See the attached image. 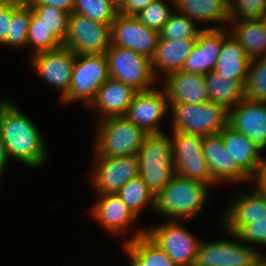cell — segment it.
Instances as JSON below:
<instances>
[{
    "instance_id": "6da1fadb",
    "label": "cell",
    "mask_w": 266,
    "mask_h": 266,
    "mask_svg": "<svg viewBox=\"0 0 266 266\" xmlns=\"http://www.w3.org/2000/svg\"><path fill=\"white\" fill-rule=\"evenodd\" d=\"M0 138L9 160L33 169L46 164L48 152L39 128L8 98L0 100Z\"/></svg>"
},
{
    "instance_id": "7a4b0ae2",
    "label": "cell",
    "mask_w": 266,
    "mask_h": 266,
    "mask_svg": "<svg viewBox=\"0 0 266 266\" xmlns=\"http://www.w3.org/2000/svg\"><path fill=\"white\" fill-rule=\"evenodd\" d=\"M210 185L174 174L156 196L155 211L170 220L186 222L201 215L210 199ZM210 189V190H209ZM198 215V216H197Z\"/></svg>"
},
{
    "instance_id": "3957f363",
    "label": "cell",
    "mask_w": 266,
    "mask_h": 266,
    "mask_svg": "<svg viewBox=\"0 0 266 266\" xmlns=\"http://www.w3.org/2000/svg\"><path fill=\"white\" fill-rule=\"evenodd\" d=\"M139 177L156 197L176 173L170 136L147 134L137 152Z\"/></svg>"
},
{
    "instance_id": "277c9868",
    "label": "cell",
    "mask_w": 266,
    "mask_h": 266,
    "mask_svg": "<svg viewBox=\"0 0 266 266\" xmlns=\"http://www.w3.org/2000/svg\"><path fill=\"white\" fill-rule=\"evenodd\" d=\"M94 157L137 155L147 133L125 116L95 122Z\"/></svg>"
},
{
    "instance_id": "5b68a950",
    "label": "cell",
    "mask_w": 266,
    "mask_h": 266,
    "mask_svg": "<svg viewBox=\"0 0 266 266\" xmlns=\"http://www.w3.org/2000/svg\"><path fill=\"white\" fill-rule=\"evenodd\" d=\"M172 132L197 134L202 137L219 134L228 124V110L211 101L202 104H170Z\"/></svg>"
},
{
    "instance_id": "8992f818",
    "label": "cell",
    "mask_w": 266,
    "mask_h": 266,
    "mask_svg": "<svg viewBox=\"0 0 266 266\" xmlns=\"http://www.w3.org/2000/svg\"><path fill=\"white\" fill-rule=\"evenodd\" d=\"M110 78L106 54L76 55L68 94L64 103L82 101L88 107L98 90ZM86 104V105H85Z\"/></svg>"
},
{
    "instance_id": "52a82bcc",
    "label": "cell",
    "mask_w": 266,
    "mask_h": 266,
    "mask_svg": "<svg viewBox=\"0 0 266 266\" xmlns=\"http://www.w3.org/2000/svg\"><path fill=\"white\" fill-rule=\"evenodd\" d=\"M222 229L233 240H201L193 266H256L266 257L255 247L243 243L236 234Z\"/></svg>"
},
{
    "instance_id": "ba28073f",
    "label": "cell",
    "mask_w": 266,
    "mask_h": 266,
    "mask_svg": "<svg viewBox=\"0 0 266 266\" xmlns=\"http://www.w3.org/2000/svg\"><path fill=\"white\" fill-rule=\"evenodd\" d=\"M109 76L131 86L137 92H144L157 81L151 59L135 51L110 45L106 51Z\"/></svg>"
},
{
    "instance_id": "9c48e42d",
    "label": "cell",
    "mask_w": 266,
    "mask_h": 266,
    "mask_svg": "<svg viewBox=\"0 0 266 266\" xmlns=\"http://www.w3.org/2000/svg\"><path fill=\"white\" fill-rule=\"evenodd\" d=\"M182 222L184 220H167L145 230L175 264L193 266L201 240L183 227Z\"/></svg>"
},
{
    "instance_id": "30bf717a",
    "label": "cell",
    "mask_w": 266,
    "mask_h": 266,
    "mask_svg": "<svg viewBox=\"0 0 266 266\" xmlns=\"http://www.w3.org/2000/svg\"><path fill=\"white\" fill-rule=\"evenodd\" d=\"M111 24L96 22L77 13H71L63 46L76 55L103 54L111 45Z\"/></svg>"
},
{
    "instance_id": "8fae6325",
    "label": "cell",
    "mask_w": 266,
    "mask_h": 266,
    "mask_svg": "<svg viewBox=\"0 0 266 266\" xmlns=\"http://www.w3.org/2000/svg\"><path fill=\"white\" fill-rule=\"evenodd\" d=\"M171 136L176 174L210 186L215 184L202 152L203 137L181 131L172 132Z\"/></svg>"
},
{
    "instance_id": "7c38bea8",
    "label": "cell",
    "mask_w": 266,
    "mask_h": 266,
    "mask_svg": "<svg viewBox=\"0 0 266 266\" xmlns=\"http://www.w3.org/2000/svg\"><path fill=\"white\" fill-rule=\"evenodd\" d=\"M89 181L97 195L117 194L131 179L139 176L137 155L94 157Z\"/></svg>"
},
{
    "instance_id": "4fadbf2b",
    "label": "cell",
    "mask_w": 266,
    "mask_h": 266,
    "mask_svg": "<svg viewBox=\"0 0 266 266\" xmlns=\"http://www.w3.org/2000/svg\"><path fill=\"white\" fill-rule=\"evenodd\" d=\"M31 57V65L34 72L49 86H53L60 92L61 100L68 94L72 70L75 64L76 54L68 47L39 52Z\"/></svg>"
},
{
    "instance_id": "5bb4252c",
    "label": "cell",
    "mask_w": 266,
    "mask_h": 266,
    "mask_svg": "<svg viewBox=\"0 0 266 266\" xmlns=\"http://www.w3.org/2000/svg\"><path fill=\"white\" fill-rule=\"evenodd\" d=\"M111 45L129 48L152 59L159 33L142 24L134 15L118 13L110 25Z\"/></svg>"
},
{
    "instance_id": "9a60e30c",
    "label": "cell",
    "mask_w": 266,
    "mask_h": 266,
    "mask_svg": "<svg viewBox=\"0 0 266 266\" xmlns=\"http://www.w3.org/2000/svg\"><path fill=\"white\" fill-rule=\"evenodd\" d=\"M137 92L129 105L127 117L147 134L163 133L158 124L170 111L169 101L163 88ZM168 111V112H167Z\"/></svg>"
},
{
    "instance_id": "2e32d148",
    "label": "cell",
    "mask_w": 266,
    "mask_h": 266,
    "mask_svg": "<svg viewBox=\"0 0 266 266\" xmlns=\"http://www.w3.org/2000/svg\"><path fill=\"white\" fill-rule=\"evenodd\" d=\"M202 152L215 184L251 182V178L233 161L220 134L203 137Z\"/></svg>"
},
{
    "instance_id": "e0dca14e",
    "label": "cell",
    "mask_w": 266,
    "mask_h": 266,
    "mask_svg": "<svg viewBox=\"0 0 266 266\" xmlns=\"http://www.w3.org/2000/svg\"><path fill=\"white\" fill-rule=\"evenodd\" d=\"M228 124L266 149V102L245 97L228 111Z\"/></svg>"
},
{
    "instance_id": "ac0fdd59",
    "label": "cell",
    "mask_w": 266,
    "mask_h": 266,
    "mask_svg": "<svg viewBox=\"0 0 266 266\" xmlns=\"http://www.w3.org/2000/svg\"><path fill=\"white\" fill-rule=\"evenodd\" d=\"M230 34L228 27L203 29L197 38L191 54L185 60L183 72L206 75L213 72L224 39Z\"/></svg>"
},
{
    "instance_id": "d6986e66",
    "label": "cell",
    "mask_w": 266,
    "mask_h": 266,
    "mask_svg": "<svg viewBox=\"0 0 266 266\" xmlns=\"http://www.w3.org/2000/svg\"><path fill=\"white\" fill-rule=\"evenodd\" d=\"M161 84L170 104H202L210 101L205 75L175 71L166 75Z\"/></svg>"
},
{
    "instance_id": "ffe728a7",
    "label": "cell",
    "mask_w": 266,
    "mask_h": 266,
    "mask_svg": "<svg viewBox=\"0 0 266 266\" xmlns=\"http://www.w3.org/2000/svg\"><path fill=\"white\" fill-rule=\"evenodd\" d=\"M90 212L104 231L112 235L126 234L127 229L130 231V225L138 218L117 194L98 195Z\"/></svg>"
},
{
    "instance_id": "44dd1931",
    "label": "cell",
    "mask_w": 266,
    "mask_h": 266,
    "mask_svg": "<svg viewBox=\"0 0 266 266\" xmlns=\"http://www.w3.org/2000/svg\"><path fill=\"white\" fill-rule=\"evenodd\" d=\"M247 191H241L227 205L220 218L221 228L236 234L244 225L250 224V219L266 218V200L254 189Z\"/></svg>"
},
{
    "instance_id": "7402d4cb",
    "label": "cell",
    "mask_w": 266,
    "mask_h": 266,
    "mask_svg": "<svg viewBox=\"0 0 266 266\" xmlns=\"http://www.w3.org/2000/svg\"><path fill=\"white\" fill-rule=\"evenodd\" d=\"M136 93L137 91L131 86L110 77L87 108L97 112V121L108 117L125 116Z\"/></svg>"
},
{
    "instance_id": "603a6c76",
    "label": "cell",
    "mask_w": 266,
    "mask_h": 266,
    "mask_svg": "<svg viewBox=\"0 0 266 266\" xmlns=\"http://www.w3.org/2000/svg\"><path fill=\"white\" fill-rule=\"evenodd\" d=\"M196 41L197 38L167 40L159 37L151 59L155 77L158 79L161 74L164 78L172 72L181 71Z\"/></svg>"
},
{
    "instance_id": "cb8c5ba5",
    "label": "cell",
    "mask_w": 266,
    "mask_h": 266,
    "mask_svg": "<svg viewBox=\"0 0 266 266\" xmlns=\"http://www.w3.org/2000/svg\"><path fill=\"white\" fill-rule=\"evenodd\" d=\"M225 148L229 150L233 161L252 178L265 164L261 157L262 150L251 139L227 124L219 133Z\"/></svg>"
},
{
    "instance_id": "d4e9b609",
    "label": "cell",
    "mask_w": 266,
    "mask_h": 266,
    "mask_svg": "<svg viewBox=\"0 0 266 266\" xmlns=\"http://www.w3.org/2000/svg\"><path fill=\"white\" fill-rule=\"evenodd\" d=\"M124 241L123 249L129 258V266H179L175 264L147 234L139 228Z\"/></svg>"
},
{
    "instance_id": "484cf974",
    "label": "cell",
    "mask_w": 266,
    "mask_h": 266,
    "mask_svg": "<svg viewBox=\"0 0 266 266\" xmlns=\"http://www.w3.org/2000/svg\"><path fill=\"white\" fill-rule=\"evenodd\" d=\"M175 10L193 20L199 22H212L220 26L203 27V29L226 28L229 23V8L222 0H169ZM217 22V23H216ZM227 22V23H226ZM224 23V25H223ZM223 25V26H222Z\"/></svg>"
},
{
    "instance_id": "4316f807",
    "label": "cell",
    "mask_w": 266,
    "mask_h": 266,
    "mask_svg": "<svg viewBox=\"0 0 266 266\" xmlns=\"http://www.w3.org/2000/svg\"><path fill=\"white\" fill-rule=\"evenodd\" d=\"M250 62L245 49L230 33L224 39L213 72L219 77H230V79L238 80L245 87Z\"/></svg>"
},
{
    "instance_id": "83f0119b",
    "label": "cell",
    "mask_w": 266,
    "mask_h": 266,
    "mask_svg": "<svg viewBox=\"0 0 266 266\" xmlns=\"http://www.w3.org/2000/svg\"><path fill=\"white\" fill-rule=\"evenodd\" d=\"M230 33L245 49L252 60L266 56V21L265 19L230 22Z\"/></svg>"
},
{
    "instance_id": "f1b7e54d",
    "label": "cell",
    "mask_w": 266,
    "mask_h": 266,
    "mask_svg": "<svg viewBox=\"0 0 266 266\" xmlns=\"http://www.w3.org/2000/svg\"><path fill=\"white\" fill-rule=\"evenodd\" d=\"M205 81L210 101L228 111L245 98V87L238 80L210 72L205 75Z\"/></svg>"
},
{
    "instance_id": "f546056e",
    "label": "cell",
    "mask_w": 266,
    "mask_h": 266,
    "mask_svg": "<svg viewBox=\"0 0 266 266\" xmlns=\"http://www.w3.org/2000/svg\"><path fill=\"white\" fill-rule=\"evenodd\" d=\"M32 16L31 5L26 0H13V18L10 34L2 45L25 48L28 47V30Z\"/></svg>"
},
{
    "instance_id": "4dcf8cb0",
    "label": "cell",
    "mask_w": 266,
    "mask_h": 266,
    "mask_svg": "<svg viewBox=\"0 0 266 266\" xmlns=\"http://www.w3.org/2000/svg\"><path fill=\"white\" fill-rule=\"evenodd\" d=\"M117 195L127 204L130 211L139 217L145 206L155 211L156 197L146 183L138 176L124 185Z\"/></svg>"
},
{
    "instance_id": "1f68e13d",
    "label": "cell",
    "mask_w": 266,
    "mask_h": 266,
    "mask_svg": "<svg viewBox=\"0 0 266 266\" xmlns=\"http://www.w3.org/2000/svg\"><path fill=\"white\" fill-rule=\"evenodd\" d=\"M63 46V43L41 22L33 12L28 30V48L30 54L49 51Z\"/></svg>"
},
{
    "instance_id": "d6a6232c",
    "label": "cell",
    "mask_w": 266,
    "mask_h": 266,
    "mask_svg": "<svg viewBox=\"0 0 266 266\" xmlns=\"http://www.w3.org/2000/svg\"><path fill=\"white\" fill-rule=\"evenodd\" d=\"M31 8L49 31L64 43L67 35L70 13L61 8L49 5H31Z\"/></svg>"
},
{
    "instance_id": "836d02e7",
    "label": "cell",
    "mask_w": 266,
    "mask_h": 266,
    "mask_svg": "<svg viewBox=\"0 0 266 266\" xmlns=\"http://www.w3.org/2000/svg\"><path fill=\"white\" fill-rule=\"evenodd\" d=\"M202 30L193 20L174 10L159 32V37L167 40L198 38Z\"/></svg>"
},
{
    "instance_id": "e575fe53",
    "label": "cell",
    "mask_w": 266,
    "mask_h": 266,
    "mask_svg": "<svg viewBox=\"0 0 266 266\" xmlns=\"http://www.w3.org/2000/svg\"><path fill=\"white\" fill-rule=\"evenodd\" d=\"M73 12L104 24H111L119 13L109 0H75Z\"/></svg>"
},
{
    "instance_id": "d590c367",
    "label": "cell",
    "mask_w": 266,
    "mask_h": 266,
    "mask_svg": "<svg viewBox=\"0 0 266 266\" xmlns=\"http://www.w3.org/2000/svg\"><path fill=\"white\" fill-rule=\"evenodd\" d=\"M245 97L266 102V56L251 60L245 85Z\"/></svg>"
},
{
    "instance_id": "8d00e7d4",
    "label": "cell",
    "mask_w": 266,
    "mask_h": 266,
    "mask_svg": "<svg viewBox=\"0 0 266 266\" xmlns=\"http://www.w3.org/2000/svg\"><path fill=\"white\" fill-rule=\"evenodd\" d=\"M174 10L166 4L165 0H156L149 3L134 16L149 29L159 33Z\"/></svg>"
},
{
    "instance_id": "74e56055",
    "label": "cell",
    "mask_w": 266,
    "mask_h": 266,
    "mask_svg": "<svg viewBox=\"0 0 266 266\" xmlns=\"http://www.w3.org/2000/svg\"><path fill=\"white\" fill-rule=\"evenodd\" d=\"M265 14L266 0H235L229 7V23L264 19Z\"/></svg>"
},
{
    "instance_id": "f35d334b",
    "label": "cell",
    "mask_w": 266,
    "mask_h": 266,
    "mask_svg": "<svg viewBox=\"0 0 266 266\" xmlns=\"http://www.w3.org/2000/svg\"><path fill=\"white\" fill-rule=\"evenodd\" d=\"M236 235L245 244L266 246V218L250 219Z\"/></svg>"
},
{
    "instance_id": "ab89813d",
    "label": "cell",
    "mask_w": 266,
    "mask_h": 266,
    "mask_svg": "<svg viewBox=\"0 0 266 266\" xmlns=\"http://www.w3.org/2000/svg\"><path fill=\"white\" fill-rule=\"evenodd\" d=\"M13 18V1L0 3V44L5 42L10 34V24Z\"/></svg>"
},
{
    "instance_id": "60d3db41",
    "label": "cell",
    "mask_w": 266,
    "mask_h": 266,
    "mask_svg": "<svg viewBox=\"0 0 266 266\" xmlns=\"http://www.w3.org/2000/svg\"><path fill=\"white\" fill-rule=\"evenodd\" d=\"M30 5H49L73 13L75 0H26Z\"/></svg>"
},
{
    "instance_id": "b9f144b4",
    "label": "cell",
    "mask_w": 266,
    "mask_h": 266,
    "mask_svg": "<svg viewBox=\"0 0 266 266\" xmlns=\"http://www.w3.org/2000/svg\"><path fill=\"white\" fill-rule=\"evenodd\" d=\"M154 1L156 0H125L118 12L124 15H135L138 11Z\"/></svg>"
},
{
    "instance_id": "7bdbcfd3",
    "label": "cell",
    "mask_w": 266,
    "mask_h": 266,
    "mask_svg": "<svg viewBox=\"0 0 266 266\" xmlns=\"http://www.w3.org/2000/svg\"><path fill=\"white\" fill-rule=\"evenodd\" d=\"M254 180V181H253ZM254 182V190L266 200V163L262 165L260 170L251 178Z\"/></svg>"
},
{
    "instance_id": "ee69618b",
    "label": "cell",
    "mask_w": 266,
    "mask_h": 266,
    "mask_svg": "<svg viewBox=\"0 0 266 266\" xmlns=\"http://www.w3.org/2000/svg\"><path fill=\"white\" fill-rule=\"evenodd\" d=\"M8 162H10V161H9L8 156H7L5 145L0 138V181L2 179L4 172H5L4 170L8 166L7 164H10Z\"/></svg>"
},
{
    "instance_id": "f6af8a7d",
    "label": "cell",
    "mask_w": 266,
    "mask_h": 266,
    "mask_svg": "<svg viewBox=\"0 0 266 266\" xmlns=\"http://www.w3.org/2000/svg\"><path fill=\"white\" fill-rule=\"evenodd\" d=\"M116 9H120L123 6L125 0H109Z\"/></svg>"
},
{
    "instance_id": "bcb514c9",
    "label": "cell",
    "mask_w": 266,
    "mask_h": 266,
    "mask_svg": "<svg viewBox=\"0 0 266 266\" xmlns=\"http://www.w3.org/2000/svg\"><path fill=\"white\" fill-rule=\"evenodd\" d=\"M226 6H228V8L232 5V3L235 1V0H222Z\"/></svg>"
},
{
    "instance_id": "7dc6e473",
    "label": "cell",
    "mask_w": 266,
    "mask_h": 266,
    "mask_svg": "<svg viewBox=\"0 0 266 266\" xmlns=\"http://www.w3.org/2000/svg\"><path fill=\"white\" fill-rule=\"evenodd\" d=\"M256 266H266V257L261 262H259Z\"/></svg>"
},
{
    "instance_id": "c3c4849f",
    "label": "cell",
    "mask_w": 266,
    "mask_h": 266,
    "mask_svg": "<svg viewBox=\"0 0 266 266\" xmlns=\"http://www.w3.org/2000/svg\"><path fill=\"white\" fill-rule=\"evenodd\" d=\"M9 1H13V0H0V3L9 2Z\"/></svg>"
}]
</instances>
